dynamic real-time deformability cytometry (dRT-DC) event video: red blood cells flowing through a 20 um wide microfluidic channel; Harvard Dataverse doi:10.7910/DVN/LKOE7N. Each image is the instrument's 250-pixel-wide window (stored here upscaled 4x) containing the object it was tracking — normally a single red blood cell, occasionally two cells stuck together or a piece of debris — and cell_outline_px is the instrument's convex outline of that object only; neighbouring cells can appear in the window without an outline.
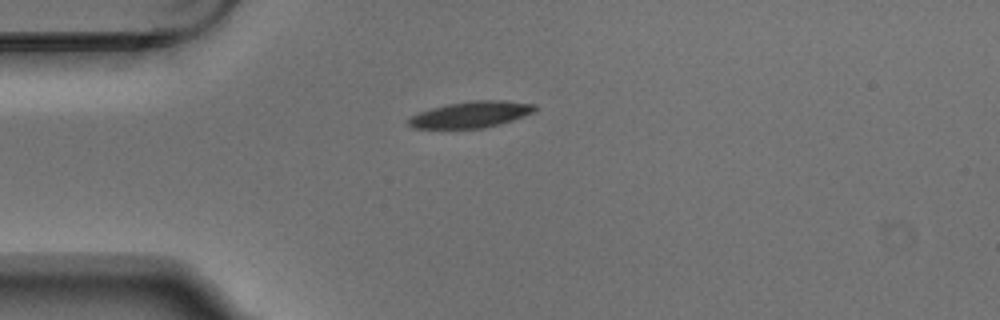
{"species": "Egyptian fruit bat (a non-hibernating species)", "species_latin": "Rousettus aegyptiacus", "temperature_condition": "warm", "stored_images_in_passage": 2, "camera_frame_rate_fps": 3000, "um_per_image_px": 0.085, "animal": {"sex": "male"}, "frame": {"image": 1, "passage_image": 1, "time_ms": 0.0, "image_size_px": [1000, 320], "cell_outline_px": [[536, 112], [500, 124], [484, 128], [412, 128], [408, 124], [408, 120], [412, 116], [420, 112], [432, 108], [448, 104], [472, 100], [500, 100], [536, 104]], "centroid_in_image_um": [40.07, 9.73], "position_along_channel_um": 44.9, "area_um2": 19.25}}